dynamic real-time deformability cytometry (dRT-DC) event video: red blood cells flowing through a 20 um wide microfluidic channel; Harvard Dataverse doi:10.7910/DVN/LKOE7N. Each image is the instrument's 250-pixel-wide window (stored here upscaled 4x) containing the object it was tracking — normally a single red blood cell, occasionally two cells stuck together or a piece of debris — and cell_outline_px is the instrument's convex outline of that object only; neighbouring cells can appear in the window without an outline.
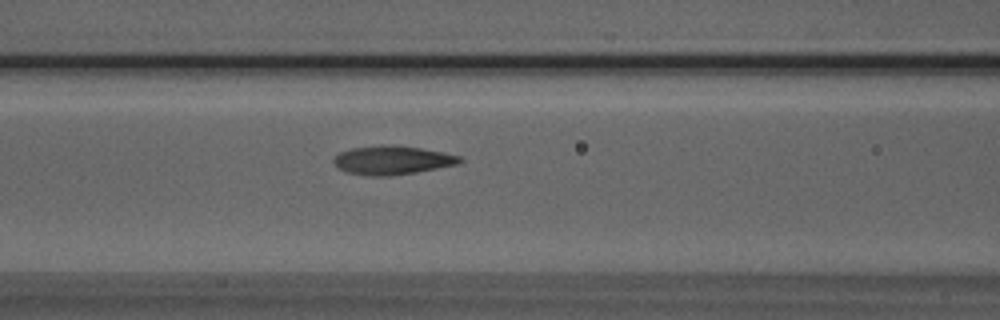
{"species": "Egyptian fruit bat (a non-hibernating species)", "species_latin": "Rousettus aegyptiacus", "temperature_condition": "room temperature", "stored_images_in_passage": 7, "camera_frame_rate_fps": 3000, "um_per_image_px": 0.085, "animal": {"sex": "male"}, "frame": {"image": 1, "passage_image": 7, "time_ms": 7.667, "image_size_px": [1000, 320], "cell_outline_px": [[464, 160], [460, 164], [416, 172], [388, 176], [372, 176], [348, 172], [340, 168], [332, 160], [340, 152], [352, 148], [380, 144], [392, 144], [420, 148], [444, 152], [460, 156]], "centroid_in_image_um": [33.39, 13.6], "position_along_channel_um": 133.2, "area_um2": 21.15}}